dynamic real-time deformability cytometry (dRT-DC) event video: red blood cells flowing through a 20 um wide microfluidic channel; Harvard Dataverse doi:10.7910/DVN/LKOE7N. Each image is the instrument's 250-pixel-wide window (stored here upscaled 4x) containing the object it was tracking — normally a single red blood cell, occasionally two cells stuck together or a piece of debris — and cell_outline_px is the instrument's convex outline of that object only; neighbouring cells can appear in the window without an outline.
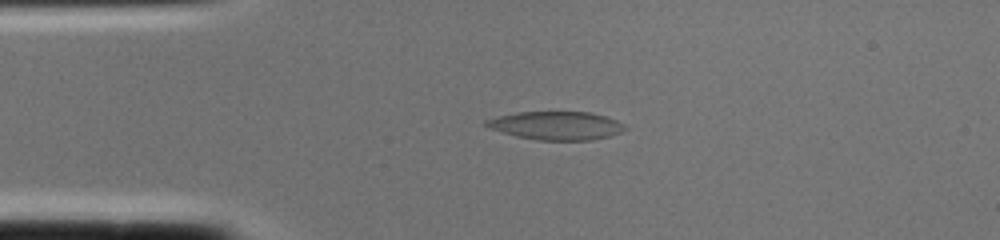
{"species": "common noctule bat (a hibernating species)", "species_latin": "Nyctalus noctula", "temperature_condition": "cold", "stored_images_in_passage": 1, "camera_frame_rate_fps": 3000, "um_per_image_px": 0.085, "animal": {"sex": "female", "body_mass_g": 22.0, "forearm_length_mm": 56.7}, "frame": {"image": 1, "passage_image": 1, "time_ms": 0.0, "image_size_px": [1000, 240], "cell_outline_px": [[628, 128], [620, 132], [608, 136], [592, 140], [536, 140], [516, 136], [492, 128], [484, 124], [484, 120], [496, 116], [516, 112], [592, 112], [616, 120], [624, 124]], "centroid_in_image_um": [47.29, 10.67], "position_along_channel_um": 37.7, "area_um2": 22.83}}